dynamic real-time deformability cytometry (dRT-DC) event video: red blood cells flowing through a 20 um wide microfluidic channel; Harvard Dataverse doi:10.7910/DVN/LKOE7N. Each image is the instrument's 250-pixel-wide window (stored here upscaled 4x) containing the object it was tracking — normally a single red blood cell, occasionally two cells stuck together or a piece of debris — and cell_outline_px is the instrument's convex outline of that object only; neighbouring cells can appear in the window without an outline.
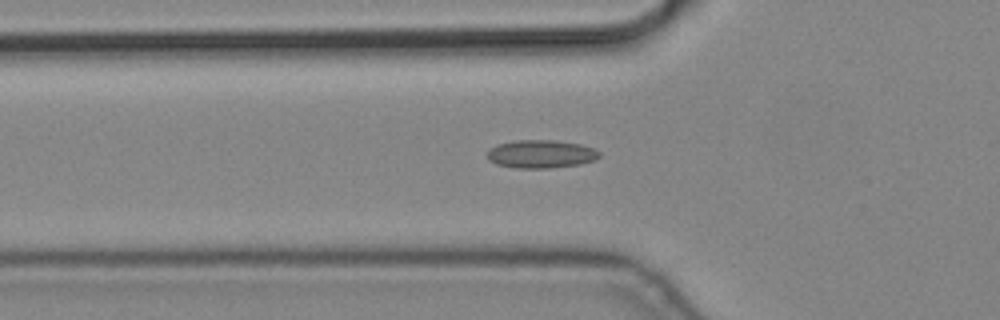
{"species": "common noctule bat (a hibernating species)", "species_latin": "Nyctalus noctula", "temperature_condition": "cold", "stored_images_in_passage": 7, "segment_of_instrument_passage": [2, 2], "camera_frame_rate_fps": 3000, "um_per_image_px": 0.085, "animal": {"sex": "male", "body_mass_g": 19.2, "forearm_length_mm": 51.8}, "frame": {"image": 1, "passage_image": 7, "time_ms": 2.0, "image_size_px": [1000, 320], "cell_outline_px": [[600, 156], [596, 160], [580, 164], [548, 168], [516, 168], [496, 164], [488, 160], [488, 152], [496, 144], [516, 140], [556, 140], [580, 144], [592, 148], [600, 152]], "centroid_in_image_um": [45.99, 13.09], "position_along_channel_um": 79.8, "area_um2": 18.38}}